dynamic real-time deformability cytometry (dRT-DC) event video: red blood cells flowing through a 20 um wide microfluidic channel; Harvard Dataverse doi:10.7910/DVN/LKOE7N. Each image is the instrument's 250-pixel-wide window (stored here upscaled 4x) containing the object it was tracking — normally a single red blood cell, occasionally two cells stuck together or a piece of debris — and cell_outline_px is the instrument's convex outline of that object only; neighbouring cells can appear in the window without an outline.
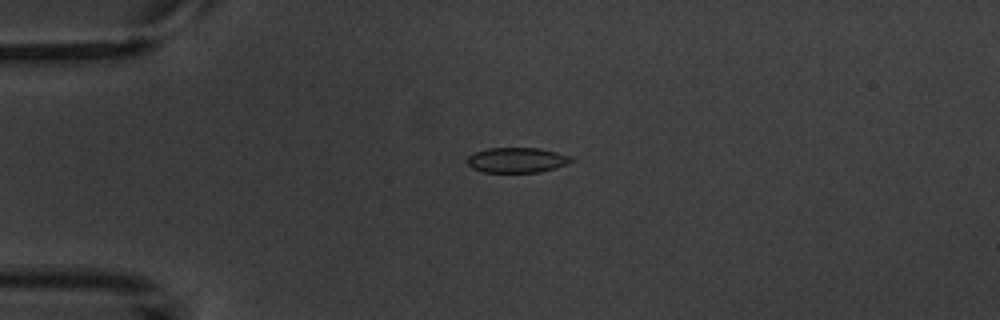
{"species": "common noctule bat (a hibernating species)", "species_latin": "Nyctalus noctula", "temperature_condition": "warm", "stored_images_in_passage": 13, "camera_frame_rate_fps": 3000, "um_per_image_px": 0.085, "animal": {"sex": "male", "body_mass_g": 20.1, "forearm_length_mm": 53.5}, "frame": {"image": 1, "passage_image": 3, "time_ms": 3.333, "image_size_px": [1000, 320], "cell_outline_px": [[576, 160], [568, 164], [536, 172], [484, 172], [472, 168], [468, 164], [468, 156], [476, 152], [488, 148], [540, 148], [572, 156]], "centroid_in_image_um": [43.97, 13.6], "position_along_channel_um": 41.0, "area_um2": 15.14}}
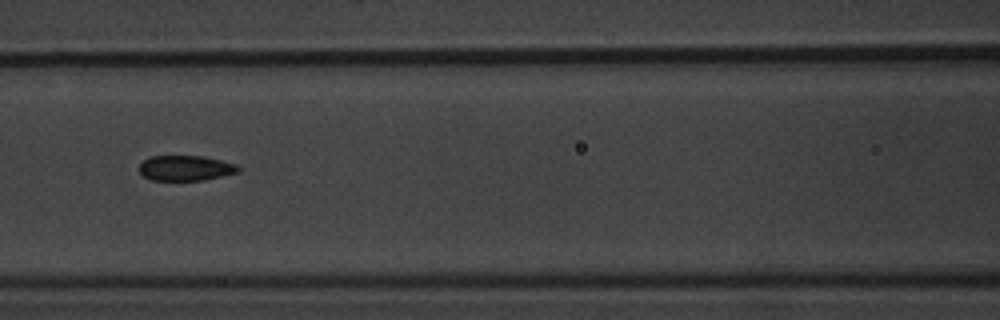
{"frame": {"image": 2, "passage_image": 6, "time_ms": 7.0, "image_size_px": [1000, 320], "cell_outline_px": [[240, 172], [204, 180], [152, 180], [144, 176], [140, 172], [140, 164], [148, 156], [204, 156], [236, 164], [240, 168]], "centroid_in_image_um": [15.79, 14.28], "position_along_channel_um": 150.8, "area_um2": 14.57}}
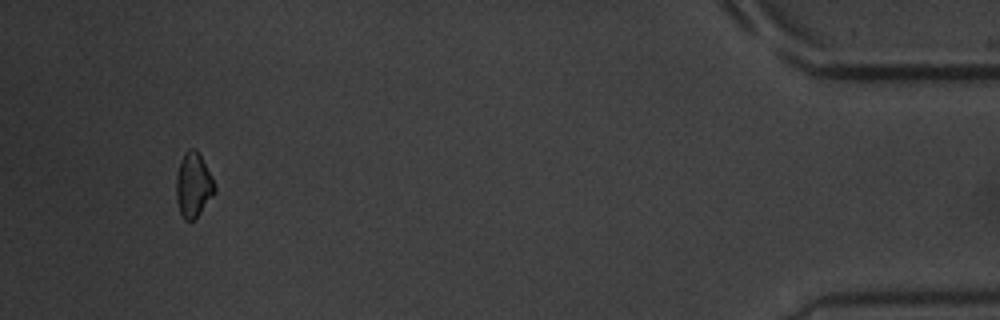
{"frame": {"image": 3, "passage_image": 13, "time_ms": 16.0, "image_size_px": [1000, 320], "cell_outline_px": [[216, 192], [200, 212], [192, 220], [184, 220], [180, 212], [176, 200], [176, 176], [180, 160], [184, 152], [188, 148], [196, 148], [212, 176], [216, 188]], "centroid_in_image_um": [16.43, 15.69], "position_along_channel_um": 418.8, "area_um2": 14.51}, "authors_computed_cell_mechanics": {"area_um2": 15.1436, "velocity_mm_per_s": 3.7439, "shape_relaxation_time_tau1_ms": null, "shape_relaxation_time_tau2_ms": 1.8961, "deformation_change_tau1": null, "deformation_change_tau2": 0.0502}}